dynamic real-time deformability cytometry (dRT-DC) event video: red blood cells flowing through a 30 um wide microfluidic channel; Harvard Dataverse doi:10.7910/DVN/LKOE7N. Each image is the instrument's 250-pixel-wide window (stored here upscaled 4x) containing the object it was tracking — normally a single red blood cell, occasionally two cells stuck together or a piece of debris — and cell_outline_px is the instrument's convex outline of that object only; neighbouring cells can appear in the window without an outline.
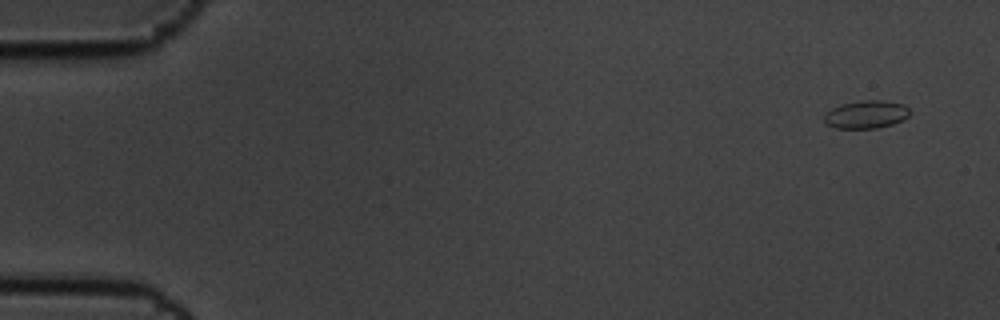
{"species": "common noctule bat (a hibernating species)", "species_latin": "Nyctalus noctula", "temperature_condition": "cold", "stored_images_in_passage": 6, "camera_frame_rate_fps": 3000, "um_per_image_px": 0.085, "animal": {"sex": "male", "body_mass_g": 19.5, "forearm_length_mm": 54.6}, "frame": {"image": 1, "passage_image": 1, "time_ms": 0.0, "image_size_px": [1000, 320], "cell_outline_px": [[912, 112], [904, 120], [892, 124], [876, 128], [836, 128], [828, 124], [824, 120], [824, 116], [832, 108], [840, 104], [860, 100], [880, 100], [904, 104]], "centroid_in_image_um": [73.66, 9.72], "position_along_channel_um": 11.3, "area_um2": 13.93}}
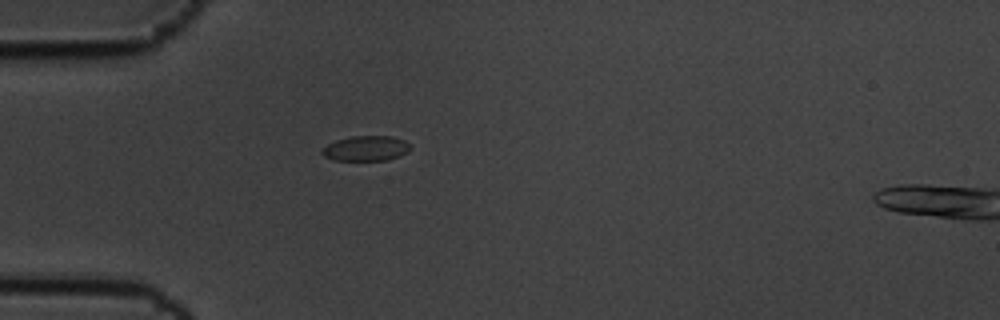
{"frame": {"image": 2, "passage_image": 5, "time_ms": 1.333, "image_size_px": [1000, 320], "cell_outline_px": [[412, 148], [408, 152], [400, 156], [388, 160], [332, 160], [324, 156], [320, 152], [328, 144], [336, 140], [352, 136], [392, 136], [404, 140]], "centroid_in_image_um": [31.13, 12.61], "position_along_channel_um": 53.9, "area_um2": 12.95}}